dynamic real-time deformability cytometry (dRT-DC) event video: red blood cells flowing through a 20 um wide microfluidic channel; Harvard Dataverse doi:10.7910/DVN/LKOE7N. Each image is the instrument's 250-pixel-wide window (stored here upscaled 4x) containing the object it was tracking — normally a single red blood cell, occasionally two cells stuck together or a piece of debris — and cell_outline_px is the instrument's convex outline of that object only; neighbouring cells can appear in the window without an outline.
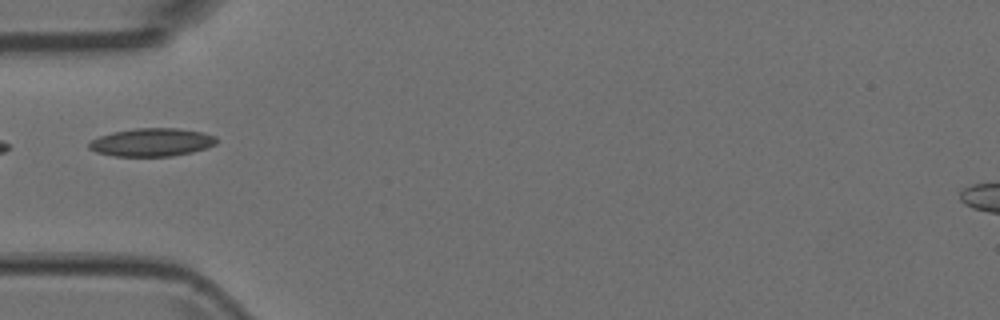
{"species": "Egyptian fruit bat (a non-hibernating species)", "species_latin": "Rousettus aegyptiacus", "temperature_condition": "room temperature", "stored_images_in_passage": 5, "camera_frame_rate_fps": 3000, "um_per_image_px": 0.085, "animal": {"sex": "female"}, "frame": {"image": 1, "passage_image": 4, "time_ms": 1.0, "image_size_px": [1000, 320], "cell_outline_px": [[216, 144], [208, 148], [192, 152], [172, 156], [116, 156], [96, 152], [88, 148], [88, 144], [92, 140], [100, 136], [112, 132], [136, 128], [176, 128], [204, 132], [216, 136]], "centroid_in_image_um": [12.93, 12.09], "position_along_channel_um": 72.1, "area_um2": 20.92}}
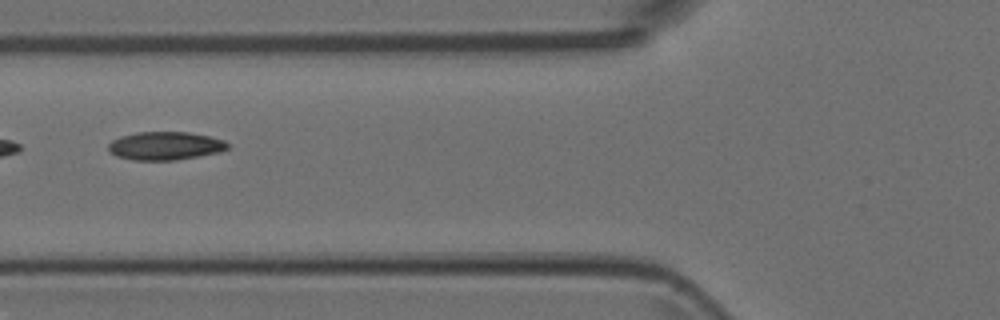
{"frame": {"image": 2, "passage_image": 5, "time_ms": 1.333, "image_size_px": [1000, 320], "cell_outline_px": [[228, 148], [220, 152], [176, 160], [132, 160], [116, 156], [108, 148], [108, 144], [112, 140], [120, 136], [136, 132], [188, 132], [208, 136], [224, 140], [228, 144]], "centroid_in_image_um": [14.03, 12.39], "position_along_channel_um": 111.8, "area_um2": 19.59}}